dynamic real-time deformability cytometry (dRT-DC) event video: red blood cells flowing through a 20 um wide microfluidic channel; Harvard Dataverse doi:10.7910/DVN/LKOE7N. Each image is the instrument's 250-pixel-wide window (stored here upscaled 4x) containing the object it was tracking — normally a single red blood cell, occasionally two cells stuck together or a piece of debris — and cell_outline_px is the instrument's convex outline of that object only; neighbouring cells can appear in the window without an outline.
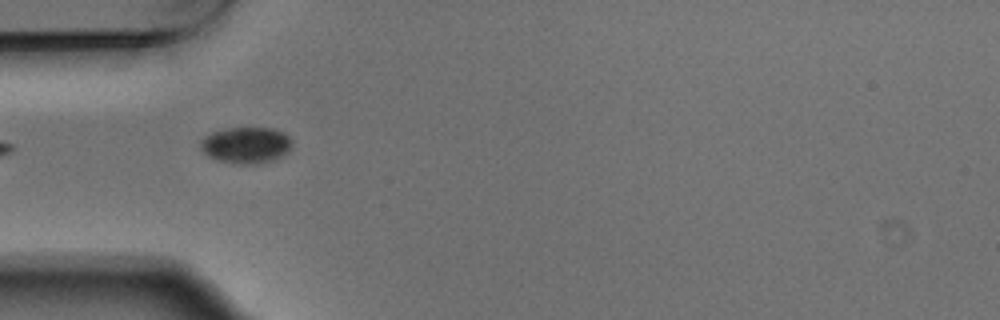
{"species": "Egyptian fruit bat (a non-hibernating species)", "species_latin": "Rousettus aegyptiacus", "temperature_condition": "warm", "stored_images_in_passage": 2, "camera_frame_rate_fps": 3000, "um_per_image_px": 0.085, "animal": {"sex": "male"}, "frame": {"image": 1, "passage_image": 1, "time_ms": 0.0, "image_size_px": [1000, 320], "cell_outline_px": [[292, 144], [288, 152], [272, 160], [260, 164], [232, 164], [216, 160], [208, 156], [200, 148], [200, 140], [204, 136], [212, 132], [228, 128], [272, 128], [284, 132], [292, 140]], "centroid_in_image_um": [20.9, 12.34], "position_along_channel_um": 64.1, "area_um2": 19.59}}
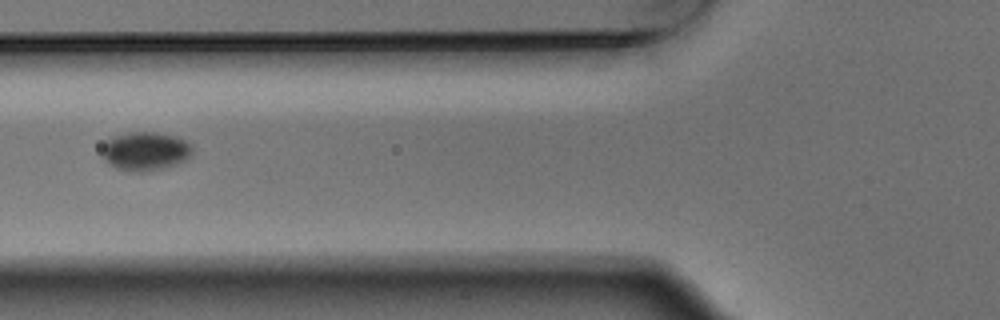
{"frame": {"image": 2, "passage_image": 2, "time_ms": 0.333, "image_size_px": [1000, 320], "cell_outline_px": [[192, 152], [184, 160], [176, 164], [164, 168], [148, 172], [132, 172], [116, 168], [108, 164], [100, 156], [104, 144], [112, 136], [128, 132], [156, 132], [176, 136], [192, 144]], "centroid_in_image_um": [12.31, 12.86], "position_along_channel_um": 113.5, "area_um2": 20.63}}